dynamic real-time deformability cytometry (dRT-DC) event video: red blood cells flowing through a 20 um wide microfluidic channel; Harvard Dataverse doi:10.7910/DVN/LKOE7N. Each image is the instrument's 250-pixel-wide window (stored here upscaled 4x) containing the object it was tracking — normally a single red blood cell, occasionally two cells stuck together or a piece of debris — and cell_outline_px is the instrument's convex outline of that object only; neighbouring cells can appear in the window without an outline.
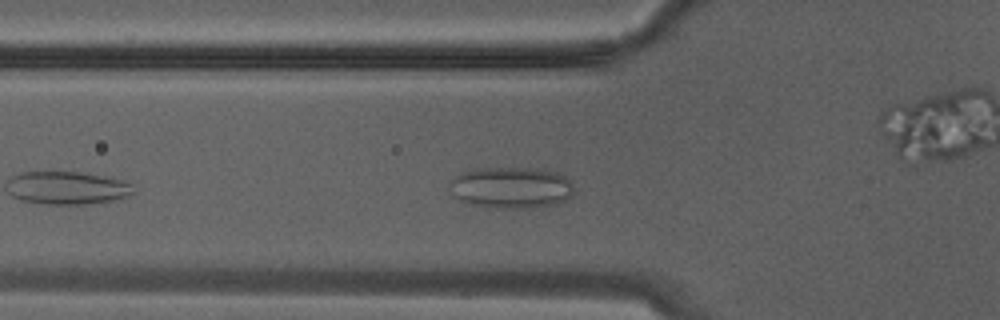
{"species": "Egyptian fruit bat (a non-hibernating species)", "species_latin": "Rousettus aegyptiacus", "temperature_condition": "warm", "stored_images_in_passage": 12, "camera_frame_rate_fps": 3000, "um_per_image_px": 0.085, "animal": {"sex": "male"}, "frame": {"image": 1, "passage_image": 3, "time_ms": 0.667, "image_size_px": [1000, 320], "cell_outline_px": [[576, 192], [572, 196], [564, 200], [552, 204], [524, 208], [500, 208], [472, 204], [460, 200], [452, 196], [448, 188], [448, 180], [460, 172], [468, 168], [540, 168], [556, 172], [564, 176], [572, 184]], "centroid_in_image_um": [43.38, 15.92], "position_along_channel_um": 82.4, "area_um2": 30.46}}
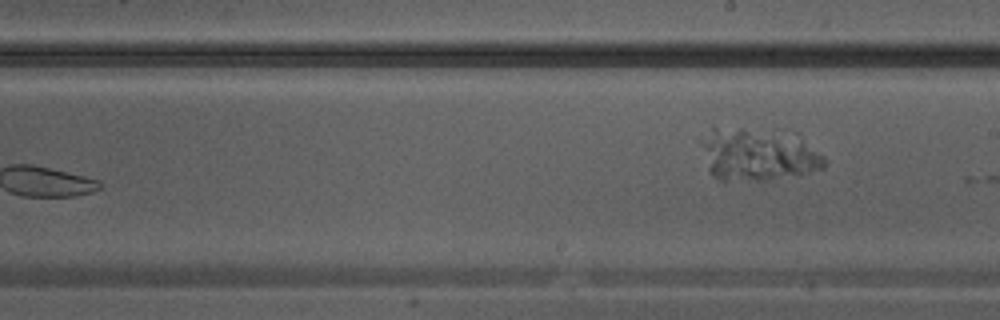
{"frame": {"image": 2, "passage_image": 12, "time_ms": 3.667, "image_size_px": [1000, 320], "cell_outline_px": [[824, 168], [808, 172], [764, 180], [720, 180], [712, 176], [708, 168], [700, 140], [712, 128], [740, 128], [796, 132], [824, 156]], "centroid_in_image_um": [64.44, 13.1], "position_along_channel_um": 224.6, "area_um2": 37.74}}